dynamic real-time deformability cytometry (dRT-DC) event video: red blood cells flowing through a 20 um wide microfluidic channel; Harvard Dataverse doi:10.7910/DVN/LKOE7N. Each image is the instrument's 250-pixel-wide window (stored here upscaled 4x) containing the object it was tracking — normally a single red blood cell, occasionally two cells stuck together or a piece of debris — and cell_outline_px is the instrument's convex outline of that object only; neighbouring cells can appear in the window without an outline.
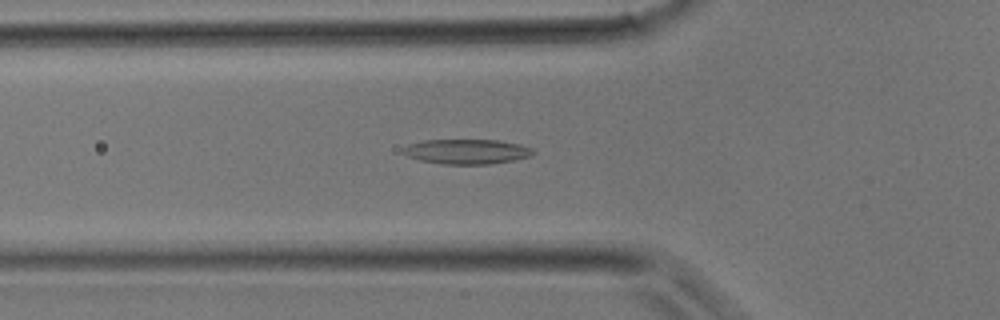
{"species": "common noctule bat (a hibernating species)", "species_latin": "Nyctalus noctula", "temperature_condition": "room temperature", "stored_images_in_passage": 27, "camera_frame_rate_fps": 3000, "um_per_image_px": 0.085, "animal": {"sex": "male", "body_mass_g": 17.9}, "frame": {"image": 1, "passage_image": 7, "time_ms": 2.0, "image_size_px": [1000, 320], "cell_outline_px": [[536, 152], [528, 156], [512, 160], [488, 164], [440, 164], [420, 160], [408, 156], [400, 152], [408, 144], [424, 140], [500, 140], [520, 144], [532, 148]], "centroid_in_image_um": [39.65, 12.88], "position_along_channel_um": 86.2, "area_um2": 18.79}}
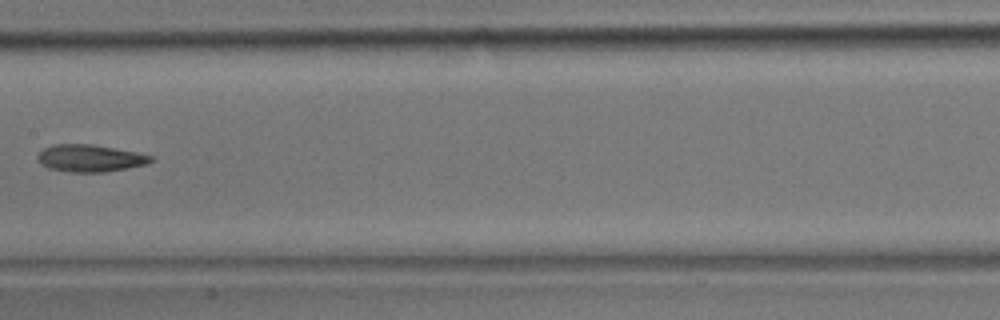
{"frame": {"image": 2, "passage_image": 13, "time_ms": 4.0, "image_size_px": [1000, 320], "cell_outline_px": [[152, 160], [148, 164], [128, 168], [104, 172], [68, 172], [48, 168], [40, 164], [36, 160], [36, 156], [44, 148], [52, 144], [92, 144], [136, 152], [152, 156]], "centroid_in_image_um": [7.6, 13.45], "position_along_channel_um": 199.8, "area_um2": 18.03}}
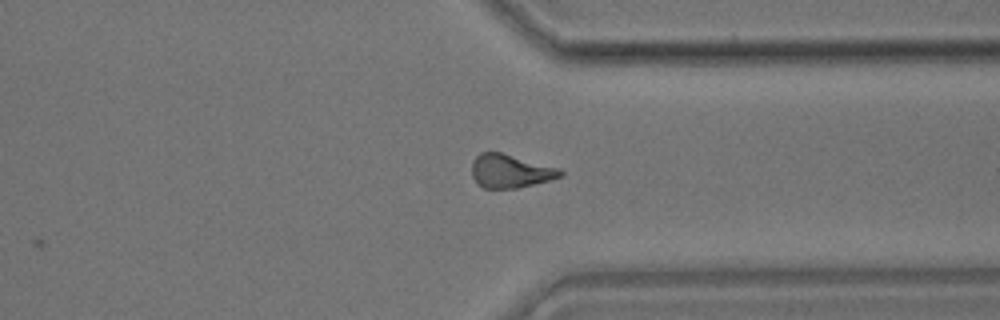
{"frame": {"image": 3, "passage_image": 22, "time_ms": 7.0, "image_size_px": [1000, 320], "cell_outline_px": [[564, 176], [552, 180], [516, 188], [484, 188], [476, 184], [472, 176], [472, 164], [476, 156], [480, 152], [500, 152], [560, 168], [564, 172]], "centroid_in_image_um": [43.4, 14.55], "position_along_channel_um": 368.0, "area_um2": 17.4}}